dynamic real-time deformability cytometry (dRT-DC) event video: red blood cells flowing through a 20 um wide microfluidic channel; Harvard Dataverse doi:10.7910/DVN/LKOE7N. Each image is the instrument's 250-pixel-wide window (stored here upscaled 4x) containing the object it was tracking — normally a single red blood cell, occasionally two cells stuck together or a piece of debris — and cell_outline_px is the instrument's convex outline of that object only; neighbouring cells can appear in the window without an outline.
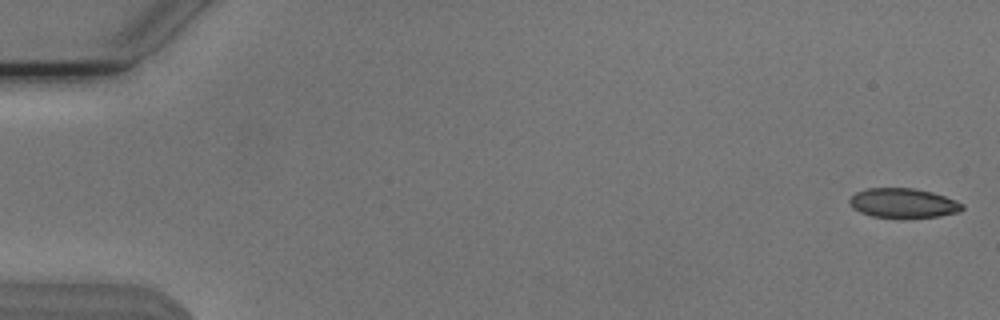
{"species": "Egyptian fruit bat (a non-hibernating species)", "species_latin": "Rousettus aegyptiacus", "temperature_condition": "cold", "stored_images_in_passage": 54, "camera_frame_rate_fps": 3000, "um_per_image_px": 0.085, "animal": {"sex": "male"}, "frame": {"image": 1, "passage_image": 1, "time_ms": 0.0, "image_size_px": [1000, 320], "cell_outline_px": [[964, 208], [960, 212], [940, 216], [872, 216], [860, 212], [852, 208], [848, 200], [856, 192], [868, 188], [912, 188], [932, 192], [956, 200], [964, 204]], "centroid_in_image_um": [76.78, 17.24], "position_along_channel_um": 8.2, "area_um2": 19.02}}
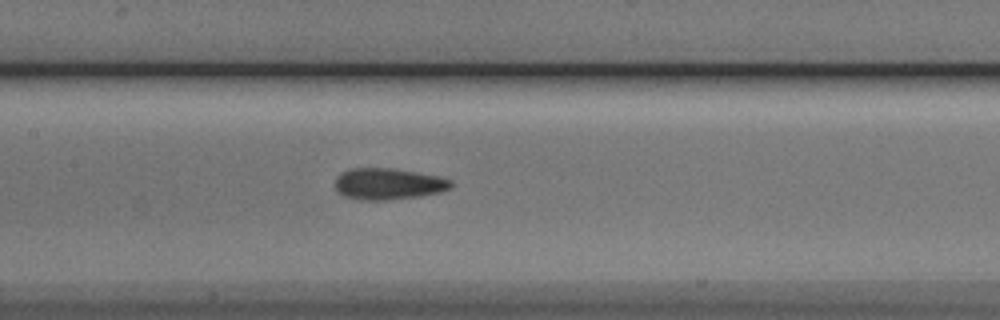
{"frame": {"image": 2, "passage_image": 26, "time_ms": 8.333, "image_size_px": [1000, 320], "cell_outline_px": [[452, 188], [440, 192], [420, 196], [384, 200], [364, 200], [344, 196], [336, 188], [336, 176], [340, 172], [348, 168], [396, 168], [440, 176], [452, 180]], "centroid_in_image_um": [33.03, 15.61], "position_along_channel_um": 174.4, "area_um2": 21.39}}
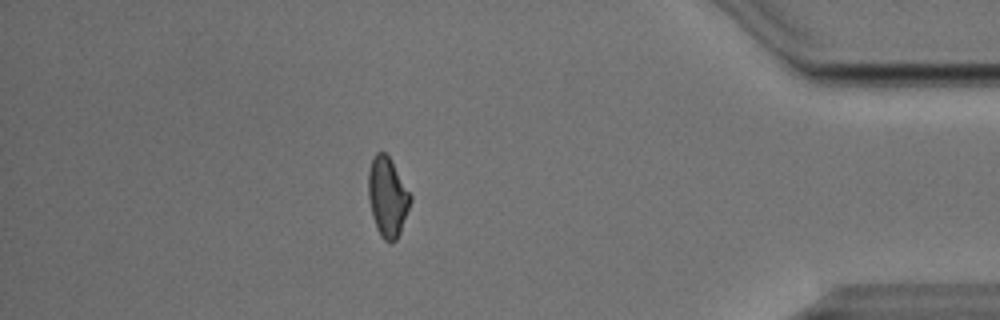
{"frame": {"image": 3, "passage_image": 47, "time_ms": 15.333, "image_size_px": [1000, 320], "cell_outline_px": [[412, 200], [400, 232], [396, 240], [392, 244], [388, 244], [380, 236], [376, 228], [372, 216], [368, 196], [368, 172], [372, 160], [376, 152], [384, 152], [388, 156], [412, 196]], "centroid_in_image_um": [32.93, 16.79], "position_along_channel_um": 402.3, "area_um2": 19.48}, "authors_computed_cell_mechanics": {"area_um2": 20.1433, "velocity_mm_per_s": 3.8096, "shape_relaxation_time_tau1_ms": 5.6091, "shape_relaxation_time_tau2_ms": 2.5378, "deformation_change_tau1": 0.1217, "deformation_change_tau2": 0.0906}}